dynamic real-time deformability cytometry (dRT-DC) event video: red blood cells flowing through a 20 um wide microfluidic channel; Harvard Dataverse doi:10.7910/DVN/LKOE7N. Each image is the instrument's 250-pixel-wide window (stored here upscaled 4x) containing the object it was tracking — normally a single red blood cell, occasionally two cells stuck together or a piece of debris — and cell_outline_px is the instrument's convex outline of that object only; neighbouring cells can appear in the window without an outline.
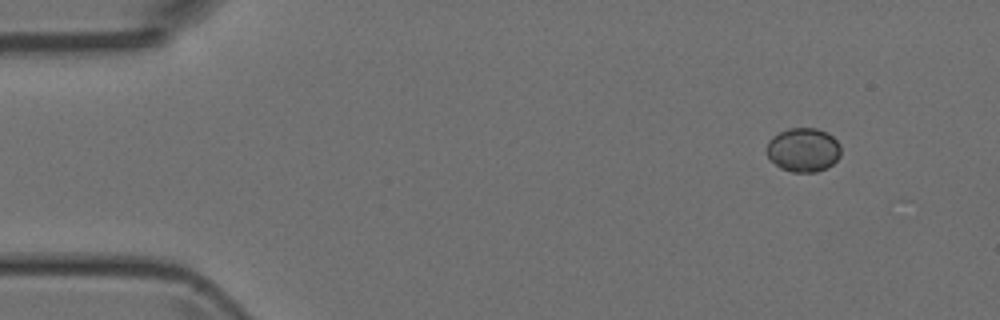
{"species": "Egyptian fruit bat (a non-hibernating species)", "species_latin": "Rousettus aegyptiacus", "temperature_condition": "room temperature", "stored_images_in_passage": 3, "camera_frame_rate_fps": 3000, "um_per_image_px": 0.085, "animal": {"sex": "female"}, "frame": {"image": 1, "passage_image": 1, "time_ms": 0.0, "image_size_px": [1000, 320], "cell_outline_px": [[840, 156], [832, 164], [816, 172], [792, 172], [780, 168], [768, 156], [764, 148], [768, 140], [772, 136], [788, 128], [816, 128], [828, 132], [840, 144]], "centroid_in_image_um": [68.25, 12.72], "position_along_channel_um": 16.7, "area_um2": 19.13}}